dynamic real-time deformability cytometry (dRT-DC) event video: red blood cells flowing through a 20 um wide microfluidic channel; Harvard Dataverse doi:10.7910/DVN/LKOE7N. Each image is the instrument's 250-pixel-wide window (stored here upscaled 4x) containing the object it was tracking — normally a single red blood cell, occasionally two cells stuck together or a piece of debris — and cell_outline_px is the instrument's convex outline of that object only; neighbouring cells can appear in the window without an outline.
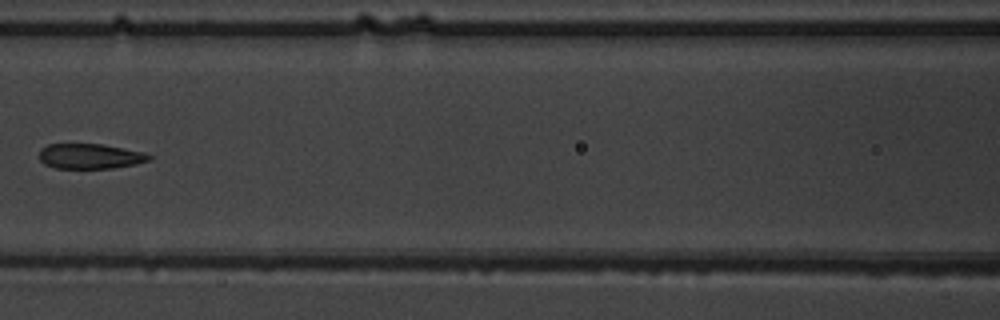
{"species": "common noctule bat (a hibernating species)", "species_latin": "Nyctalus noctula", "temperature_condition": "warm", "stored_images_in_passage": 7, "camera_frame_rate_fps": 3000, "um_per_image_px": 0.085, "animal": {"sex": "male", "body_mass_g": 19.5, "forearm_length_mm": 54.6}, "frame": {"image": 1, "passage_image": 7, "time_ms": 7.667, "image_size_px": [1000, 320], "cell_outline_px": [[152, 160], [136, 164], [112, 168], [56, 168], [44, 164], [40, 160], [40, 148], [48, 144], [104, 144], [144, 152], [152, 156]], "centroid_in_image_um": [7.68, 13.27], "position_along_channel_um": 158.9, "area_um2": 16.18}}